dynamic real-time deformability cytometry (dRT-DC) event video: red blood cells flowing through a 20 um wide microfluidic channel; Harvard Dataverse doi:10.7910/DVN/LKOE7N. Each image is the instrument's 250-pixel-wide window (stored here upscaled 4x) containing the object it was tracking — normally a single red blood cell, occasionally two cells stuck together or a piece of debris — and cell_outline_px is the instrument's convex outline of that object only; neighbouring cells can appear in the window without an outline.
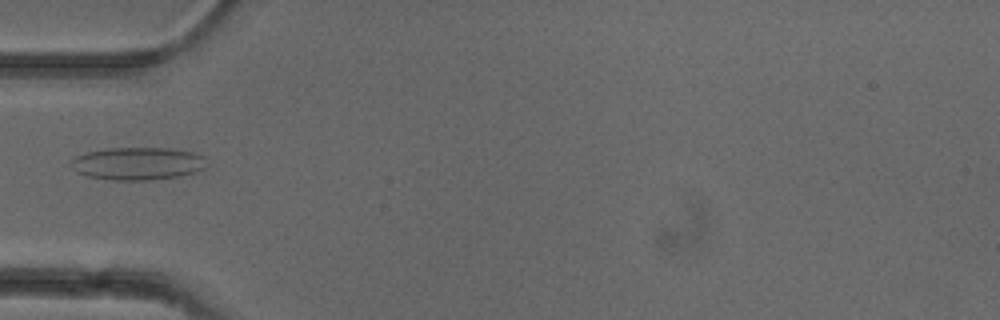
{"species": "common noctule bat (a hibernating species)", "species_latin": "Nyctalus noctula", "temperature_condition": "cold", "stored_images_in_passage": 5, "camera_frame_rate_fps": 3000, "um_per_image_px": 0.085, "animal": {"sex": "female"}, "frame": {"image": 1, "passage_image": 5, "time_ms": 4.667, "image_size_px": [1000, 320], "cell_outline_px": [[208, 164], [204, 168], [180, 176], [148, 180], [112, 180], [88, 176], [76, 172], [72, 164], [72, 160], [76, 156], [84, 152], [108, 148], [168, 148], [192, 152], [204, 156]], "centroid_in_image_um": [11.71, 13.89], "position_along_channel_um": 73.3, "area_um2": 25.78}}